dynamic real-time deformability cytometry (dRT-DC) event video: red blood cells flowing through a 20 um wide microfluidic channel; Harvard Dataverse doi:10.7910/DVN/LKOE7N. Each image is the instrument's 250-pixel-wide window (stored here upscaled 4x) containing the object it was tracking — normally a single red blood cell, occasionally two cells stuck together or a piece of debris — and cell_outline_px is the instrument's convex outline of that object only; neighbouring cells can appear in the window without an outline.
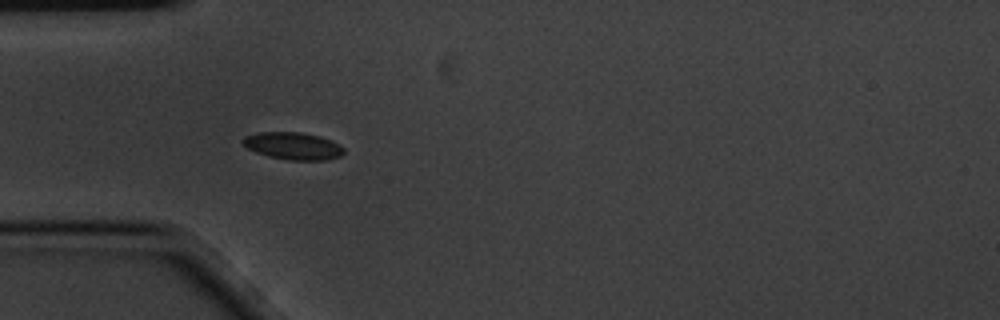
{"species": "common noctule bat (a hibernating species)", "species_latin": "Nyctalus noctula", "temperature_condition": "cold", "stored_images_in_passage": 4, "camera_frame_rate_fps": 3000, "um_per_image_px": 0.085, "animal": {"sex": "male", "body_mass_g": 20.1, "forearm_length_mm": 53.5}, "frame": {"image": 1, "passage_image": 3, "time_ms": 0.667, "image_size_px": [1000, 320], "cell_outline_px": [[344, 152], [340, 156], [324, 160], [288, 160], [268, 156], [256, 152], [248, 148], [240, 140], [244, 136], [256, 132], [300, 132], [320, 136], [344, 148]], "centroid_in_image_um": [24.86, 12.4], "position_along_channel_um": 60.1, "area_um2": 15.95}}
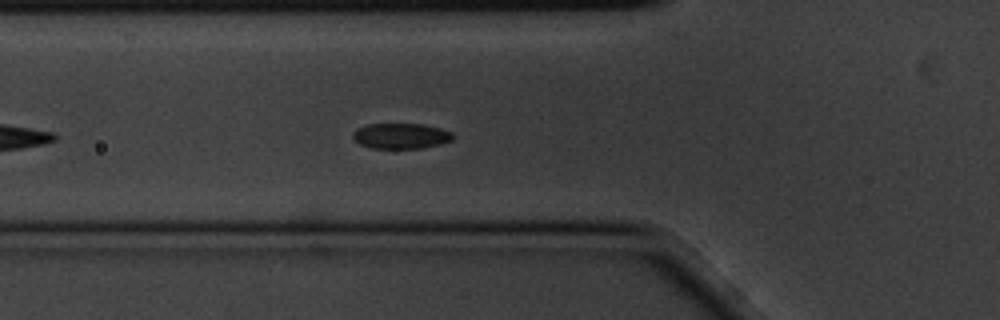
{"frame": {"image": 2, "passage_image": 4, "time_ms": 1.0, "image_size_px": [1000, 320], "cell_outline_px": [[452, 140], [440, 144], [420, 148], [372, 148], [360, 144], [352, 140], [352, 132], [356, 128], [368, 124], [424, 124], [440, 128], [452, 132]], "centroid_in_image_um": [34.03, 11.55], "position_along_channel_um": 91.8, "area_um2": 14.91}}